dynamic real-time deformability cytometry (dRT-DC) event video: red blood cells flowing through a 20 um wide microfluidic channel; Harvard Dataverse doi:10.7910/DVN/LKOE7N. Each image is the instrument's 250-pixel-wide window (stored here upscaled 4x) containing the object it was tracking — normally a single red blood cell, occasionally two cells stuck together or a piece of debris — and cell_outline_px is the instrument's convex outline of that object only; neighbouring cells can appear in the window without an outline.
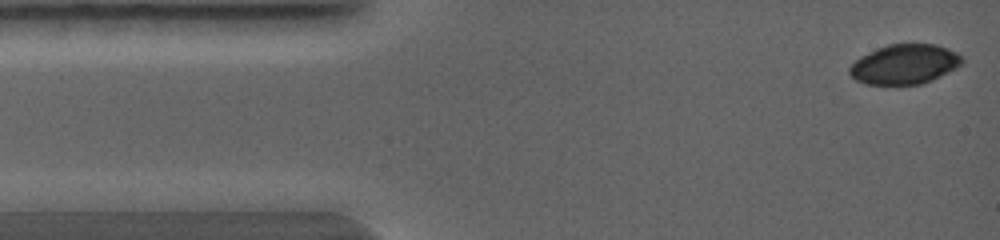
{"species": "common noctule bat (a hibernating species)", "species_latin": "Nyctalus noctula", "temperature_condition": "warm", "stored_images_in_passage": 4, "camera_frame_rate_fps": 5000, "um_per_image_px": 0.085, "animal": {"sex": "female", "body_mass_g": 19.0, "forearm_length_mm": 56.7}, "frame": {"image": 1, "passage_image": 1, "time_ms": 0.0, "image_size_px": [1000, 240], "cell_outline_px": [[964, 60], [956, 68], [932, 80], [920, 84], [864, 84], [856, 80], [848, 72], [848, 68], [860, 56], [876, 48], [888, 44], [936, 44], [948, 48], [956, 52]], "centroid_in_image_um": [76.87, 5.45], "position_along_channel_um": 8.1, "area_um2": 26.01}}
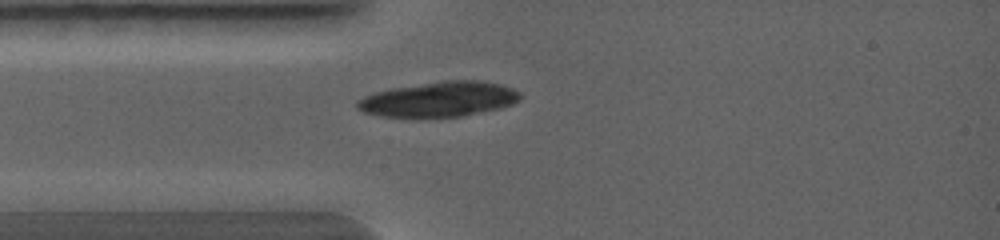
{"frame": {"image": 2, "passage_image": 4, "time_ms": 1.8, "image_size_px": [1000, 240], "cell_outline_px": [[520, 100], [512, 104], [500, 108], [460, 116], [424, 120], [380, 116], [364, 112], [356, 108], [356, 100], [364, 96], [376, 92], [392, 88], [444, 80], [480, 80], [500, 84], [512, 88], [520, 92]], "centroid_in_image_um": [37.28, 8.47], "position_along_channel_um": 47.7, "area_um2": 34.1}}